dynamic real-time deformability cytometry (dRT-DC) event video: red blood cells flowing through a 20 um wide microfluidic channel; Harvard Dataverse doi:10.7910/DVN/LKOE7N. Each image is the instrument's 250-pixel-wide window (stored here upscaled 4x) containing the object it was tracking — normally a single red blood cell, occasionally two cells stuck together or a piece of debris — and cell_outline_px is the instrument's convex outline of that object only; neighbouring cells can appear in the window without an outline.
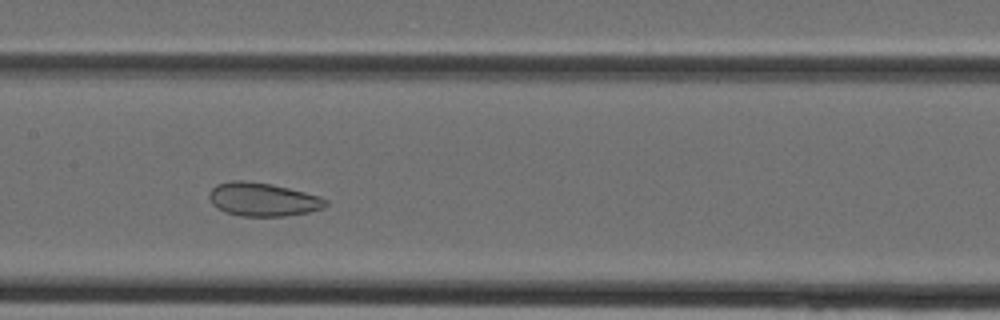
{"species": "Egyptian fruit bat (a non-hibernating species)", "species_latin": "Rousettus aegyptiacus", "temperature_condition": "cold", "stored_images_in_passage": 34, "camera_frame_rate_fps": 3000, "um_per_image_px": 0.085, "animal": {"sex": "female"}, "frame": {"image": 1, "passage_image": 14, "time_ms": 4.333, "image_size_px": [1000, 320], "cell_outline_px": [[328, 204], [324, 208], [308, 212], [284, 216], [240, 216], [224, 212], [216, 208], [212, 204], [208, 196], [208, 192], [216, 184], [232, 180], [244, 180], [272, 184], [320, 196], [328, 200]], "centroid_in_image_um": [22.31, 16.95], "position_along_channel_um": 185.1, "area_um2": 22.95}}
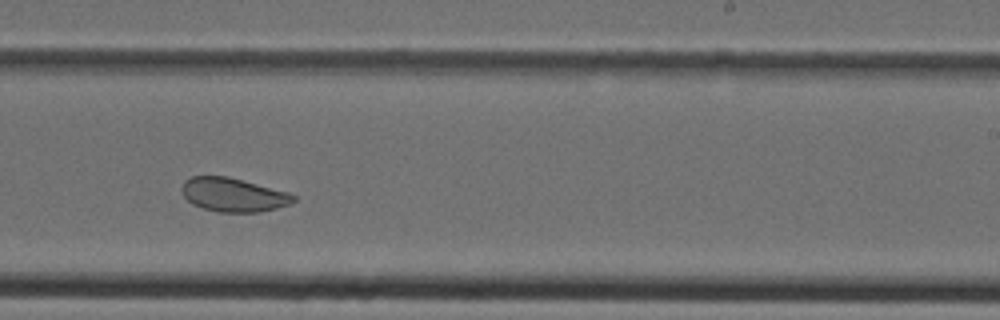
{"frame": {"image": 2, "passage_image": 19, "time_ms": 6.0, "image_size_px": [1000, 320], "cell_outline_px": [[296, 200], [292, 204], [260, 212], [216, 212], [192, 204], [184, 196], [180, 188], [184, 180], [192, 176], [228, 176], [288, 192], [296, 196]], "centroid_in_image_um": [19.83, 16.56], "position_along_channel_um": 269.2, "area_um2": 22.14}}
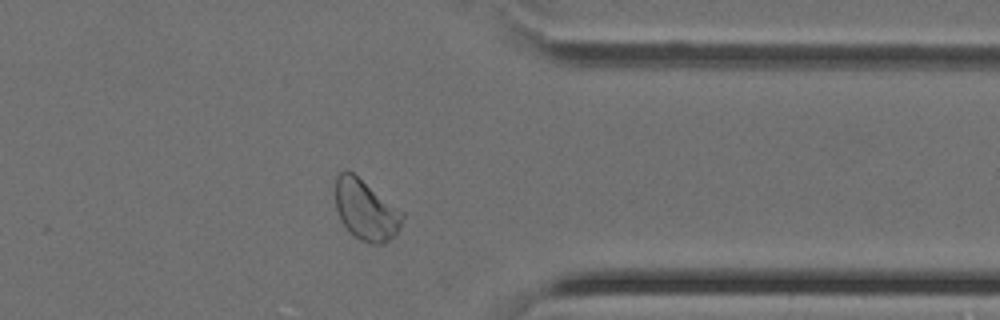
{"frame": {"image": 3, "passage_image": 26, "time_ms": 8.333, "image_size_px": [1000, 320], "cell_outline_px": [[404, 216], [400, 228], [388, 240], [380, 244], [372, 244], [360, 240], [352, 236], [348, 232], [340, 220], [336, 208], [336, 176], [344, 168], [352, 172], [404, 212]], "centroid_in_image_um": [31.07, 17.85], "position_along_channel_um": 380.3, "area_um2": 23.64}}